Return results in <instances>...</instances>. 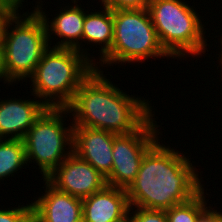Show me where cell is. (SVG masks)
<instances>
[{"label": "cell", "mask_w": 222, "mask_h": 222, "mask_svg": "<svg viewBox=\"0 0 222 222\" xmlns=\"http://www.w3.org/2000/svg\"><path fill=\"white\" fill-rule=\"evenodd\" d=\"M183 154L159 139L143 156L126 190L130 207L167 210L198 195L204 189L203 177Z\"/></svg>", "instance_id": "obj_1"}, {"label": "cell", "mask_w": 222, "mask_h": 222, "mask_svg": "<svg viewBox=\"0 0 222 222\" xmlns=\"http://www.w3.org/2000/svg\"><path fill=\"white\" fill-rule=\"evenodd\" d=\"M103 72L95 68L76 91L67 107L70 123L115 134L137 130L155 112L150 101L123 92Z\"/></svg>", "instance_id": "obj_2"}, {"label": "cell", "mask_w": 222, "mask_h": 222, "mask_svg": "<svg viewBox=\"0 0 222 222\" xmlns=\"http://www.w3.org/2000/svg\"><path fill=\"white\" fill-rule=\"evenodd\" d=\"M20 14L9 13L1 29L0 72L3 83L12 86L25 79L27 82L50 47L41 15L34 10Z\"/></svg>", "instance_id": "obj_3"}, {"label": "cell", "mask_w": 222, "mask_h": 222, "mask_svg": "<svg viewBox=\"0 0 222 222\" xmlns=\"http://www.w3.org/2000/svg\"><path fill=\"white\" fill-rule=\"evenodd\" d=\"M95 64L76 49L51 46L29 78L30 93L50 108H67Z\"/></svg>", "instance_id": "obj_4"}, {"label": "cell", "mask_w": 222, "mask_h": 222, "mask_svg": "<svg viewBox=\"0 0 222 222\" xmlns=\"http://www.w3.org/2000/svg\"><path fill=\"white\" fill-rule=\"evenodd\" d=\"M185 0H149L148 11L165 52L182 61L208 52L202 16ZM205 30V31H204ZM186 56V57H185Z\"/></svg>", "instance_id": "obj_5"}, {"label": "cell", "mask_w": 222, "mask_h": 222, "mask_svg": "<svg viewBox=\"0 0 222 222\" xmlns=\"http://www.w3.org/2000/svg\"><path fill=\"white\" fill-rule=\"evenodd\" d=\"M112 17V47L99 62L95 63L96 69L100 70L105 65L108 67L113 64L116 66L122 63H140L144 60L148 62L149 58H170L158 40L147 8L112 10Z\"/></svg>", "instance_id": "obj_6"}, {"label": "cell", "mask_w": 222, "mask_h": 222, "mask_svg": "<svg viewBox=\"0 0 222 222\" xmlns=\"http://www.w3.org/2000/svg\"><path fill=\"white\" fill-rule=\"evenodd\" d=\"M69 114L67 108L47 107L22 139L27 165L36 162L42 179H46L73 152L74 126L66 127L65 122V117L71 116Z\"/></svg>", "instance_id": "obj_7"}, {"label": "cell", "mask_w": 222, "mask_h": 222, "mask_svg": "<svg viewBox=\"0 0 222 222\" xmlns=\"http://www.w3.org/2000/svg\"><path fill=\"white\" fill-rule=\"evenodd\" d=\"M152 114L137 130L116 134L112 150V170L106 178L109 186L127 190L134 182L145 153L159 140L161 132ZM159 128V130H158Z\"/></svg>", "instance_id": "obj_8"}, {"label": "cell", "mask_w": 222, "mask_h": 222, "mask_svg": "<svg viewBox=\"0 0 222 222\" xmlns=\"http://www.w3.org/2000/svg\"><path fill=\"white\" fill-rule=\"evenodd\" d=\"M46 180L57 190L84 199L102 190L106 178L72 152Z\"/></svg>", "instance_id": "obj_9"}, {"label": "cell", "mask_w": 222, "mask_h": 222, "mask_svg": "<svg viewBox=\"0 0 222 222\" xmlns=\"http://www.w3.org/2000/svg\"><path fill=\"white\" fill-rule=\"evenodd\" d=\"M78 1L79 0H71L74 5L69 4L66 7L63 6V8L62 6L58 7L61 8L59 9L60 11L56 12V17H53V19L51 20H49L50 18L47 16V14H45L47 12L42 10L44 9L42 0H38L36 2L37 5L34 6V11H37L45 22L48 42L50 46L52 45L51 39H53L54 36L57 35L56 37H59L60 39L62 38L61 41L56 42L57 44L51 47L76 49L78 52L88 57L95 64V57L93 55L91 56L87 52L89 48L83 49V45L81 46L84 18L86 12L84 11V6H81V4H77ZM51 35L53 36L51 37Z\"/></svg>", "instance_id": "obj_10"}, {"label": "cell", "mask_w": 222, "mask_h": 222, "mask_svg": "<svg viewBox=\"0 0 222 222\" xmlns=\"http://www.w3.org/2000/svg\"><path fill=\"white\" fill-rule=\"evenodd\" d=\"M116 134L102 129L73 127V152L107 178L112 170Z\"/></svg>", "instance_id": "obj_11"}, {"label": "cell", "mask_w": 222, "mask_h": 222, "mask_svg": "<svg viewBox=\"0 0 222 222\" xmlns=\"http://www.w3.org/2000/svg\"><path fill=\"white\" fill-rule=\"evenodd\" d=\"M45 193L35 197L32 205L33 222H82V199L57 190L43 179Z\"/></svg>", "instance_id": "obj_12"}, {"label": "cell", "mask_w": 222, "mask_h": 222, "mask_svg": "<svg viewBox=\"0 0 222 222\" xmlns=\"http://www.w3.org/2000/svg\"><path fill=\"white\" fill-rule=\"evenodd\" d=\"M33 99H0V139L22 140L47 108L35 95ZM38 99V100H37Z\"/></svg>", "instance_id": "obj_13"}, {"label": "cell", "mask_w": 222, "mask_h": 222, "mask_svg": "<svg viewBox=\"0 0 222 222\" xmlns=\"http://www.w3.org/2000/svg\"><path fill=\"white\" fill-rule=\"evenodd\" d=\"M129 209L126 190L106 185L82 199V222H112Z\"/></svg>", "instance_id": "obj_14"}, {"label": "cell", "mask_w": 222, "mask_h": 222, "mask_svg": "<svg viewBox=\"0 0 222 222\" xmlns=\"http://www.w3.org/2000/svg\"><path fill=\"white\" fill-rule=\"evenodd\" d=\"M86 11L82 33V43L87 42L90 46L99 45L100 60L112 47L114 37V23L112 10L103 7L100 11ZM89 42V43H88ZM101 44V45H100Z\"/></svg>", "instance_id": "obj_15"}, {"label": "cell", "mask_w": 222, "mask_h": 222, "mask_svg": "<svg viewBox=\"0 0 222 222\" xmlns=\"http://www.w3.org/2000/svg\"><path fill=\"white\" fill-rule=\"evenodd\" d=\"M27 165L23 140L0 139V180L14 176Z\"/></svg>", "instance_id": "obj_16"}, {"label": "cell", "mask_w": 222, "mask_h": 222, "mask_svg": "<svg viewBox=\"0 0 222 222\" xmlns=\"http://www.w3.org/2000/svg\"><path fill=\"white\" fill-rule=\"evenodd\" d=\"M204 190L186 203L165 210L168 222H196L198 216L208 207L209 200H205Z\"/></svg>", "instance_id": "obj_17"}, {"label": "cell", "mask_w": 222, "mask_h": 222, "mask_svg": "<svg viewBox=\"0 0 222 222\" xmlns=\"http://www.w3.org/2000/svg\"><path fill=\"white\" fill-rule=\"evenodd\" d=\"M0 222H32V205L0 209Z\"/></svg>", "instance_id": "obj_18"}, {"label": "cell", "mask_w": 222, "mask_h": 222, "mask_svg": "<svg viewBox=\"0 0 222 222\" xmlns=\"http://www.w3.org/2000/svg\"><path fill=\"white\" fill-rule=\"evenodd\" d=\"M130 209L133 211V222H168L165 210L139 207H130Z\"/></svg>", "instance_id": "obj_19"}, {"label": "cell", "mask_w": 222, "mask_h": 222, "mask_svg": "<svg viewBox=\"0 0 222 222\" xmlns=\"http://www.w3.org/2000/svg\"><path fill=\"white\" fill-rule=\"evenodd\" d=\"M102 7L111 10H130L148 8L149 0H99Z\"/></svg>", "instance_id": "obj_20"}, {"label": "cell", "mask_w": 222, "mask_h": 222, "mask_svg": "<svg viewBox=\"0 0 222 222\" xmlns=\"http://www.w3.org/2000/svg\"><path fill=\"white\" fill-rule=\"evenodd\" d=\"M212 209V210H211ZM222 215L221 210L217 211L208 206L197 218L196 222H215Z\"/></svg>", "instance_id": "obj_21"}, {"label": "cell", "mask_w": 222, "mask_h": 222, "mask_svg": "<svg viewBox=\"0 0 222 222\" xmlns=\"http://www.w3.org/2000/svg\"><path fill=\"white\" fill-rule=\"evenodd\" d=\"M24 0H0V9L8 11L10 13L20 12L22 10V6ZM19 8L21 10H19Z\"/></svg>", "instance_id": "obj_22"}, {"label": "cell", "mask_w": 222, "mask_h": 222, "mask_svg": "<svg viewBox=\"0 0 222 222\" xmlns=\"http://www.w3.org/2000/svg\"><path fill=\"white\" fill-rule=\"evenodd\" d=\"M112 222H133L132 210L129 209L124 215Z\"/></svg>", "instance_id": "obj_23"}, {"label": "cell", "mask_w": 222, "mask_h": 222, "mask_svg": "<svg viewBox=\"0 0 222 222\" xmlns=\"http://www.w3.org/2000/svg\"><path fill=\"white\" fill-rule=\"evenodd\" d=\"M10 12L5 11V10H1L0 9V40H1V29H2V25L3 22L5 20V17L9 14Z\"/></svg>", "instance_id": "obj_24"}, {"label": "cell", "mask_w": 222, "mask_h": 222, "mask_svg": "<svg viewBox=\"0 0 222 222\" xmlns=\"http://www.w3.org/2000/svg\"><path fill=\"white\" fill-rule=\"evenodd\" d=\"M221 45H222V36H221ZM222 47V46H221ZM222 49V48H221ZM221 52H219L220 53V55H219V57H218V59H219V65L222 67V50H220ZM222 69V68H221ZM220 71H222V70H220Z\"/></svg>", "instance_id": "obj_25"}, {"label": "cell", "mask_w": 222, "mask_h": 222, "mask_svg": "<svg viewBox=\"0 0 222 222\" xmlns=\"http://www.w3.org/2000/svg\"><path fill=\"white\" fill-rule=\"evenodd\" d=\"M215 222H222V215Z\"/></svg>", "instance_id": "obj_26"}]
</instances>
